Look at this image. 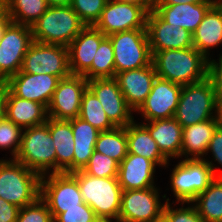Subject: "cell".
I'll return each mask as SVG.
<instances>
[{
	"label": "cell",
	"instance_id": "d590c367",
	"mask_svg": "<svg viewBox=\"0 0 222 222\" xmlns=\"http://www.w3.org/2000/svg\"><path fill=\"white\" fill-rule=\"evenodd\" d=\"M108 0H72L71 7L86 26H94Z\"/></svg>",
	"mask_w": 222,
	"mask_h": 222
},
{
	"label": "cell",
	"instance_id": "7402d4cb",
	"mask_svg": "<svg viewBox=\"0 0 222 222\" xmlns=\"http://www.w3.org/2000/svg\"><path fill=\"white\" fill-rule=\"evenodd\" d=\"M214 3L155 5L152 9L168 24L180 26L193 34Z\"/></svg>",
	"mask_w": 222,
	"mask_h": 222
},
{
	"label": "cell",
	"instance_id": "5bb4252c",
	"mask_svg": "<svg viewBox=\"0 0 222 222\" xmlns=\"http://www.w3.org/2000/svg\"><path fill=\"white\" fill-rule=\"evenodd\" d=\"M88 87L83 75H73L59 80L47 107L48 117L56 120H70L79 117L82 95Z\"/></svg>",
	"mask_w": 222,
	"mask_h": 222
},
{
	"label": "cell",
	"instance_id": "74e56055",
	"mask_svg": "<svg viewBox=\"0 0 222 222\" xmlns=\"http://www.w3.org/2000/svg\"><path fill=\"white\" fill-rule=\"evenodd\" d=\"M16 222H54L46 202L39 197L32 204L20 208Z\"/></svg>",
	"mask_w": 222,
	"mask_h": 222
},
{
	"label": "cell",
	"instance_id": "ffe728a7",
	"mask_svg": "<svg viewBox=\"0 0 222 222\" xmlns=\"http://www.w3.org/2000/svg\"><path fill=\"white\" fill-rule=\"evenodd\" d=\"M106 36L94 26H86L69 44L71 74L84 75L93 62L94 55Z\"/></svg>",
	"mask_w": 222,
	"mask_h": 222
},
{
	"label": "cell",
	"instance_id": "681fc988",
	"mask_svg": "<svg viewBox=\"0 0 222 222\" xmlns=\"http://www.w3.org/2000/svg\"><path fill=\"white\" fill-rule=\"evenodd\" d=\"M116 1L134 3V4H148L145 0H116Z\"/></svg>",
	"mask_w": 222,
	"mask_h": 222
},
{
	"label": "cell",
	"instance_id": "8fae6325",
	"mask_svg": "<svg viewBox=\"0 0 222 222\" xmlns=\"http://www.w3.org/2000/svg\"><path fill=\"white\" fill-rule=\"evenodd\" d=\"M40 197L48 205L53 219L64 209L78 208L84 203L76 178L65 172L42 175Z\"/></svg>",
	"mask_w": 222,
	"mask_h": 222
},
{
	"label": "cell",
	"instance_id": "f907efd6",
	"mask_svg": "<svg viewBox=\"0 0 222 222\" xmlns=\"http://www.w3.org/2000/svg\"><path fill=\"white\" fill-rule=\"evenodd\" d=\"M6 13L5 0H0V18Z\"/></svg>",
	"mask_w": 222,
	"mask_h": 222
},
{
	"label": "cell",
	"instance_id": "484cf974",
	"mask_svg": "<svg viewBox=\"0 0 222 222\" xmlns=\"http://www.w3.org/2000/svg\"><path fill=\"white\" fill-rule=\"evenodd\" d=\"M192 37L194 48L208 60L211 59L210 48L222 44V11L216 3L208 9Z\"/></svg>",
	"mask_w": 222,
	"mask_h": 222
},
{
	"label": "cell",
	"instance_id": "277c9868",
	"mask_svg": "<svg viewBox=\"0 0 222 222\" xmlns=\"http://www.w3.org/2000/svg\"><path fill=\"white\" fill-rule=\"evenodd\" d=\"M86 27L71 6H49L33 24V41L68 47Z\"/></svg>",
	"mask_w": 222,
	"mask_h": 222
},
{
	"label": "cell",
	"instance_id": "4fadbf2b",
	"mask_svg": "<svg viewBox=\"0 0 222 222\" xmlns=\"http://www.w3.org/2000/svg\"><path fill=\"white\" fill-rule=\"evenodd\" d=\"M159 189L126 190L122 192L118 222H157L162 219L164 204Z\"/></svg>",
	"mask_w": 222,
	"mask_h": 222
},
{
	"label": "cell",
	"instance_id": "603a6c76",
	"mask_svg": "<svg viewBox=\"0 0 222 222\" xmlns=\"http://www.w3.org/2000/svg\"><path fill=\"white\" fill-rule=\"evenodd\" d=\"M148 123H142V125L156 141L161 153L168 160L181 157L183 127L180 123L174 117Z\"/></svg>",
	"mask_w": 222,
	"mask_h": 222
},
{
	"label": "cell",
	"instance_id": "7c38bea8",
	"mask_svg": "<svg viewBox=\"0 0 222 222\" xmlns=\"http://www.w3.org/2000/svg\"><path fill=\"white\" fill-rule=\"evenodd\" d=\"M33 42L29 26L11 22L0 40V82H6L22 67L23 58Z\"/></svg>",
	"mask_w": 222,
	"mask_h": 222
},
{
	"label": "cell",
	"instance_id": "8992f818",
	"mask_svg": "<svg viewBox=\"0 0 222 222\" xmlns=\"http://www.w3.org/2000/svg\"><path fill=\"white\" fill-rule=\"evenodd\" d=\"M46 123L33 126L22 131L21 145L15 160L41 176L56 173V151Z\"/></svg>",
	"mask_w": 222,
	"mask_h": 222
},
{
	"label": "cell",
	"instance_id": "11a10c76",
	"mask_svg": "<svg viewBox=\"0 0 222 222\" xmlns=\"http://www.w3.org/2000/svg\"><path fill=\"white\" fill-rule=\"evenodd\" d=\"M157 222H166V221L162 218L161 220H159Z\"/></svg>",
	"mask_w": 222,
	"mask_h": 222
},
{
	"label": "cell",
	"instance_id": "30bf717a",
	"mask_svg": "<svg viewBox=\"0 0 222 222\" xmlns=\"http://www.w3.org/2000/svg\"><path fill=\"white\" fill-rule=\"evenodd\" d=\"M150 9L152 7L149 4L108 0L94 27L105 36L133 29H146Z\"/></svg>",
	"mask_w": 222,
	"mask_h": 222
},
{
	"label": "cell",
	"instance_id": "f35d334b",
	"mask_svg": "<svg viewBox=\"0 0 222 222\" xmlns=\"http://www.w3.org/2000/svg\"><path fill=\"white\" fill-rule=\"evenodd\" d=\"M169 198L166 199L162 218L166 222H206L198 213L195 205L184 208V202L180 208L173 209L168 202Z\"/></svg>",
	"mask_w": 222,
	"mask_h": 222
},
{
	"label": "cell",
	"instance_id": "7a4b0ae2",
	"mask_svg": "<svg viewBox=\"0 0 222 222\" xmlns=\"http://www.w3.org/2000/svg\"><path fill=\"white\" fill-rule=\"evenodd\" d=\"M71 174L78 182L83 202L93 209L95 215L108 222H118L123 190L117 177H94L83 170Z\"/></svg>",
	"mask_w": 222,
	"mask_h": 222
},
{
	"label": "cell",
	"instance_id": "d6986e66",
	"mask_svg": "<svg viewBox=\"0 0 222 222\" xmlns=\"http://www.w3.org/2000/svg\"><path fill=\"white\" fill-rule=\"evenodd\" d=\"M156 77L153 62L145 67L126 70L115 75L127 105L134 112L145 102Z\"/></svg>",
	"mask_w": 222,
	"mask_h": 222
},
{
	"label": "cell",
	"instance_id": "db71d44e",
	"mask_svg": "<svg viewBox=\"0 0 222 222\" xmlns=\"http://www.w3.org/2000/svg\"><path fill=\"white\" fill-rule=\"evenodd\" d=\"M95 222H108V221L98 218Z\"/></svg>",
	"mask_w": 222,
	"mask_h": 222
},
{
	"label": "cell",
	"instance_id": "44dd1931",
	"mask_svg": "<svg viewBox=\"0 0 222 222\" xmlns=\"http://www.w3.org/2000/svg\"><path fill=\"white\" fill-rule=\"evenodd\" d=\"M156 164L139 155L128 153L119 164L118 183L123 191L154 186Z\"/></svg>",
	"mask_w": 222,
	"mask_h": 222
},
{
	"label": "cell",
	"instance_id": "f5cc1de1",
	"mask_svg": "<svg viewBox=\"0 0 222 222\" xmlns=\"http://www.w3.org/2000/svg\"><path fill=\"white\" fill-rule=\"evenodd\" d=\"M215 3L217 4V6L221 9L222 11V0H215Z\"/></svg>",
	"mask_w": 222,
	"mask_h": 222
},
{
	"label": "cell",
	"instance_id": "cb8c5ba5",
	"mask_svg": "<svg viewBox=\"0 0 222 222\" xmlns=\"http://www.w3.org/2000/svg\"><path fill=\"white\" fill-rule=\"evenodd\" d=\"M6 117L22 130L47 122V107L41 103L19 98L7 87Z\"/></svg>",
	"mask_w": 222,
	"mask_h": 222
},
{
	"label": "cell",
	"instance_id": "52a82bcc",
	"mask_svg": "<svg viewBox=\"0 0 222 222\" xmlns=\"http://www.w3.org/2000/svg\"><path fill=\"white\" fill-rule=\"evenodd\" d=\"M107 37L113 46L115 75L152 63L153 55L146 29L117 32Z\"/></svg>",
	"mask_w": 222,
	"mask_h": 222
},
{
	"label": "cell",
	"instance_id": "ba28073f",
	"mask_svg": "<svg viewBox=\"0 0 222 222\" xmlns=\"http://www.w3.org/2000/svg\"><path fill=\"white\" fill-rule=\"evenodd\" d=\"M170 179L177 203L190 204L215 177L212 168L203 159H184L175 166Z\"/></svg>",
	"mask_w": 222,
	"mask_h": 222
},
{
	"label": "cell",
	"instance_id": "ab89813d",
	"mask_svg": "<svg viewBox=\"0 0 222 222\" xmlns=\"http://www.w3.org/2000/svg\"><path fill=\"white\" fill-rule=\"evenodd\" d=\"M98 217L86 203L79 204L78 208L64 209L54 222H95Z\"/></svg>",
	"mask_w": 222,
	"mask_h": 222
},
{
	"label": "cell",
	"instance_id": "2e32d148",
	"mask_svg": "<svg viewBox=\"0 0 222 222\" xmlns=\"http://www.w3.org/2000/svg\"><path fill=\"white\" fill-rule=\"evenodd\" d=\"M182 86L156 77L145 102L137 110L147 122L173 118Z\"/></svg>",
	"mask_w": 222,
	"mask_h": 222
},
{
	"label": "cell",
	"instance_id": "f1b7e54d",
	"mask_svg": "<svg viewBox=\"0 0 222 222\" xmlns=\"http://www.w3.org/2000/svg\"><path fill=\"white\" fill-rule=\"evenodd\" d=\"M128 153L139 155L153 161L158 166L169 164V160L161 153L156 141L149 131L134 121L126 126Z\"/></svg>",
	"mask_w": 222,
	"mask_h": 222
},
{
	"label": "cell",
	"instance_id": "6da1fadb",
	"mask_svg": "<svg viewBox=\"0 0 222 222\" xmlns=\"http://www.w3.org/2000/svg\"><path fill=\"white\" fill-rule=\"evenodd\" d=\"M152 62L158 78L181 86L208 77L209 60L194 47L157 51Z\"/></svg>",
	"mask_w": 222,
	"mask_h": 222
},
{
	"label": "cell",
	"instance_id": "816d5d0a",
	"mask_svg": "<svg viewBox=\"0 0 222 222\" xmlns=\"http://www.w3.org/2000/svg\"><path fill=\"white\" fill-rule=\"evenodd\" d=\"M145 1L153 8L159 0H145Z\"/></svg>",
	"mask_w": 222,
	"mask_h": 222
},
{
	"label": "cell",
	"instance_id": "9a60e30c",
	"mask_svg": "<svg viewBox=\"0 0 222 222\" xmlns=\"http://www.w3.org/2000/svg\"><path fill=\"white\" fill-rule=\"evenodd\" d=\"M88 88L101 102L107 117L115 127H126L134 121L133 110L127 105L115 78L88 80Z\"/></svg>",
	"mask_w": 222,
	"mask_h": 222
},
{
	"label": "cell",
	"instance_id": "7dc6e473",
	"mask_svg": "<svg viewBox=\"0 0 222 222\" xmlns=\"http://www.w3.org/2000/svg\"><path fill=\"white\" fill-rule=\"evenodd\" d=\"M216 121L220 129H222V100H217L216 105Z\"/></svg>",
	"mask_w": 222,
	"mask_h": 222
},
{
	"label": "cell",
	"instance_id": "c3c4849f",
	"mask_svg": "<svg viewBox=\"0 0 222 222\" xmlns=\"http://www.w3.org/2000/svg\"><path fill=\"white\" fill-rule=\"evenodd\" d=\"M49 6H70L72 0H46Z\"/></svg>",
	"mask_w": 222,
	"mask_h": 222
},
{
	"label": "cell",
	"instance_id": "bcb514c9",
	"mask_svg": "<svg viewBox=\"0 0 222 222\" xmlns=\"http://www.w3.org/2000/svg\"><path fill=\"white\" fill-rule=\"evenodd\" d=\"M11 22L12 21H11L10 17L6 13L0 18V40L2 39L7 26Z\"/></svg>",
	"mask_w": 222,
	"mask_h": 222
},
{
	"label": "cell",
	"instance_id": "83f0119b",
	"mask_svg": "<svg viewBox=\"0 0 222 222\" xmlns=\"http://www.w3.org/2000/svg\"><path fill=\"white\" fill-rule=\"evenodd\" d=\"M74 137L73 172L83 170L92 156L100 133L94 126L80 117L71 119Z\"/></svg>",
	"mask_w": 222,
	"mask_h": 222
},
{
	"label": "cell",
	"instance_id": "1f68e13d",
	"mask_svg": "<svg viewBox=\"0 0 222 222\" xmlns=\"http://www.w3.org/2000/svg\"><path fill=\"white\" fill-rule=\"evenodd\" d=\"M94 149L120 164L128 154L126 127L100 132Z\"/></svg>",
	"mask_w": 222,
	"mask_h": 222
},
{
	"label": "cell",
	"instance_id": "4dcf8cb0",
	"mask_svg": "<svg viewBox=\"0 0 222 222\" xmlns=\"http://www.w3.org/2000/svg\"><path fill=\"white\" fill-rule=\"evenodd\" d=\"M5 6L12 22L29 27L49 8L46 0H5Z\"/></svg>",
	"mask_w": 222,
	"mask_h": 222
},
{
	"label": "cell",
	"instance_id": "8d00e7d4",
	"mask_svg": "<svg viewBox=\"0 0 222 222\" xmlns=\"http://www.w3.org/2000/svg\"><path fill=\"white\" fill-rule=\"evenodd\" d=\"M22 129L15 125L7 117L0 120V149H10L12 158L15 159L17 156L20 145H21V135Z\"/></svg>",
	"mask_w": 222,
	"mask_h": 222
},
{
	"label": "cell",
	"instance_id": "3957f363",
	"mask_svg": "<svg viewBox=\"0 0 222 222\" xmlns=\"http://www.w3.org/2000/svg\"><path fill=\"white\" fill-rule=\"evenodd\" d=\"M41 177L15 159L0 160V198L19 208L32 204L40 197Z\"/></svg>",
	"mask_w": 222,
	"mask_h": 222
},
{
	"label": "cell",
	"instance_id": "836d02e7",
	"mask_svg": "<svg viewBox=\"0 0 222 222\" xmlns=\"http://www.w3.org/2000/svg\"><path fill=\"white\" fill-rule=\"evenodd\" d=\"M87 80L95 78H115L113 46L106 36L100 43L91 64V68L83 75Z\"/></svg>",
	"mask_w": 222,
	"mask_h": 222
},
{
	"label": "cell",
	"instance_id": "b9f144b4",
	"mask_svg": "<svg viewBox=\"0 0 222 222\" xmlns=\"http://www.w3.org/2000/svg\"><path fill=\"white\" fill-rule=\"evenodd\" d=\"M219 62L209 60L208 77L211 79L217 100H222V54H220Z\"/></svg>",
	"mask_w": 222,
	"mask_h": 222
},
{
	"label": "cell",
	"instance_id": "60d3db41",
	"mask_svg": "<svg viewBox=\"0 0 222 222\" xmlns=\"http://www.w3.org/2000/svg\"><path fill=\"white\" fill-rule=\"evenodd\" d=\"M212 152L214 161H217L218 164L222 167V129L219 127L216 128V130L213 133L212 139L209 142L208 149L206 151L207 153ZM204 161H206L209 166L212 168L213 174L215 178H222V171L218 172L216 170V167L212 161L205 160V158H202ZM217 172V174H216Z\"/></svg>",
	"mask_w": 222,
	"mask_h": 222
},
{
	"label": "cell",
	"instance_id": "d6a6232c",
	"mask_svg": "<svg viewBox=\"0 0 222 222\" xmlns=\"http://www.w3.org/2000/svg\"><path fill=\"white\" fill-rule=\"evenodd\" d=\"M79 117L90 123L100 132L115 128L107 117L101 102L88 87L82 95Z\"/></svg>",
	"mask_w": 222,
	"mask_h": 222
},
{
	"label": "cell",
	"instance_id": "f546056e",
	"mask_svg": "<svg viewBox=\"0 0 222 222\" xmlns=\"http://www.w3.org/2000/svg\"><path fill=\"white\" fill-rule=\"evenodd\" d=\"M206 222H222V178H215L193 201Z\"/></svg>",
	"mask_w": 222,
	"mask_h": 222
},
{
	"label": "cell",
	"instance_id": "9c48e42d",
	"mask_svg": "<svg viewBox=\"0 0 222 222\" xmlns=\"http://www.w3.org/2000/svg\"><path fill=\"white\" fill-rule=\"evenodd\" d=\"M20 72L48 74L60 79L70 76L68 47L33 41L23 58Z\"/></svg>",
	"mask_w": 222,
	"mask_h": 222
},
{
	"label": "cell",
	"instance_id": "f6af8a7d",
	"mask_svg": "<svg viewBox=\"0 0 222 222\" xmlns=\"http://www.w3.org/2000/svg\"><path fill=\"white\" fill-rule=\"evenodd\" d=\"M205 2H215V0H159L156 5H177L186 3H205Z\"/></svg>",
	"mask_w": 222,
	"mask_h": 222
},
{
	"label": "cell",
	"instance_id": "d4e9b609",
	"mask_svg": "<svg viewBox=\"0 0 222 222\" xmlns=\"http://www.w3.org/2000/svg\"><path fill=\"white\" fill-rule=\"evenodd\" d=\"M49 132L56 151V173L73 172L74 137L70 120L48 117Z\"/></svg>",
	"mask_w": 222,
	"mask_h": 222
},
{
	"label": "cell",
	"instance_id": "7bdbcfd3",
	"mask_svg": "<svg viewBox=\"0 0 222 222\" xmlns=\"http://www.w3.org/2000/svg\"><path fill=\"white\" fill-rule=\"evenodd\" d=\"M20 208L0 198V222H16Z\"/></svg>",
	"mask_w": 222,
	"mask_h": 222
},
{
	"label": "cell",
	"instance_id": "e575fe53",
	"mask_svg": "<svg viewBox=\"0 0 222 222\" xmlns=\"http://www.w3.org/2000/svg\"><path fill=\"white\" fill-rule=\"evenodd\" d=\"M118 169L119 163L116 160L94 150L83 171L94 177L110 178L118 176Z\"/></svg>",
	"mask_w": 222,
	"mask_h": 222
},
{
	"label": "cell",
	"instance_id": "5b68a950",
	"mask_svg": "<svg viewBox=\"0 0 222 222\" xmlns=\"http://www.w3.org/2000/svg\"><path fill=\"white\" fill-rule=\"evenodd\" d=\"M217 97L209 77L182 86L174 118L184 128L216 117ZM214 111V112H213Z\"/></svg>",
	"mask_w": 222,
	"mask_h": 222
},
{
	"label": "cell",
	"instance_id": "4316f807",
	"mask_svg": "<svg viewBox=\"0 0 222 222\" xmlns=\"http://www.w3.org/2000/svg\"><path fill=\"white\" fill-rule=\"evenodd\" d=\"M217 127L216 118L184 127L181 158L184 155L185 159H202Z\"/></svg>",
	"mask_w": 222,
	"mask_h": 222
},
{
	"label": "cell",
	"instance_id": "e0dca14e",
	"mask_svg": "<svg viewBox=\"0 0 222 222\" xmlns=\"http://www.w3.org/2000/svg\"><path fill=\"white\" fill-rule=\"evenodd\" d=\"M146 30L152 55L167 49L194 47L192 33L180 26L168 24L153 9L148 12Z\"/></svg>",
	"mask_w": 222,
	"mask_h": 222
},
{
	"label": "cell",
	"instance_id": "ee69618b",
	"mask_svg": "<svg viewBox=\"0 0 222 222\" xmlns=\"http://www.w3.org/2000/svg\"><path fill=\"white\" fill-rule=\"evenodd\" d=\"M7 84L0 82V120L6 117Z\"/></svg>",
	"mask_w": 222,
	"mask_h": 222
},
{
	"label": "cell",
	"instance_id": "ac0fdd59",
	"mask_svg": "<svg viewBox=\"0 0 222 222\" xmlns=\"http://www.w3.org/2000/svg\"><path fill=\"white\" fill-rule=\"evenodd\" d=\"M60 78L48 74L18 72L7 81L8 89L17 97L48 107Z\"/></svg>",
	"mask_w": 222,
	"mask_h": 222
}]
</instances>
